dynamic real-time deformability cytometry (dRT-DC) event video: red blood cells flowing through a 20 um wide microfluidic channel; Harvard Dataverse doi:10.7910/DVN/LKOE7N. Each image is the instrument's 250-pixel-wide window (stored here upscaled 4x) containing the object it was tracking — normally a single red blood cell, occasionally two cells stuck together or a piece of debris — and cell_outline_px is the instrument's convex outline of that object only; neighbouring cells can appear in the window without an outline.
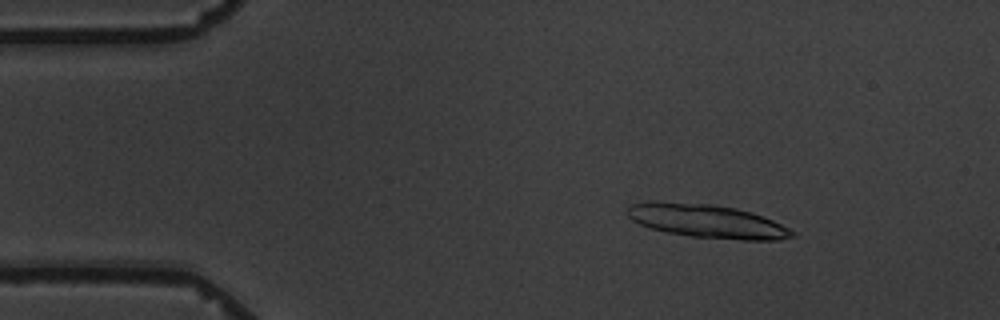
{"species": "common noctule bat (a hibernating species)", "species_latin": "Nyctalus noctula", "temperature_condition": "warm", "stored_images_in_passage": 4, "camera_frame_rate_fps": 3000, "um_per_image_px": 0.085, "animal": {"sex": "male", "body_mass_g": 19.5, "forearm_length_mm": 54.6}, "frame": {"image": 1, "passage_image": 2, "time_ms": 1.0, "image_size_px": [1000, 320], "cell_outline_px": [[796, 236], [780, 240], [740, 240], [692, 236], [668, 232], [652, 228], [640, 224], [632, 220], [628, 216], [628, 208], [632, 204], [656, 200], [712, 204], [736, 208], [772, 220], [796, 232]], "centroid_in_image_um": [60.1, 18.79], "position_along_channel_um": 24.9, "area_um2": 32.02}}